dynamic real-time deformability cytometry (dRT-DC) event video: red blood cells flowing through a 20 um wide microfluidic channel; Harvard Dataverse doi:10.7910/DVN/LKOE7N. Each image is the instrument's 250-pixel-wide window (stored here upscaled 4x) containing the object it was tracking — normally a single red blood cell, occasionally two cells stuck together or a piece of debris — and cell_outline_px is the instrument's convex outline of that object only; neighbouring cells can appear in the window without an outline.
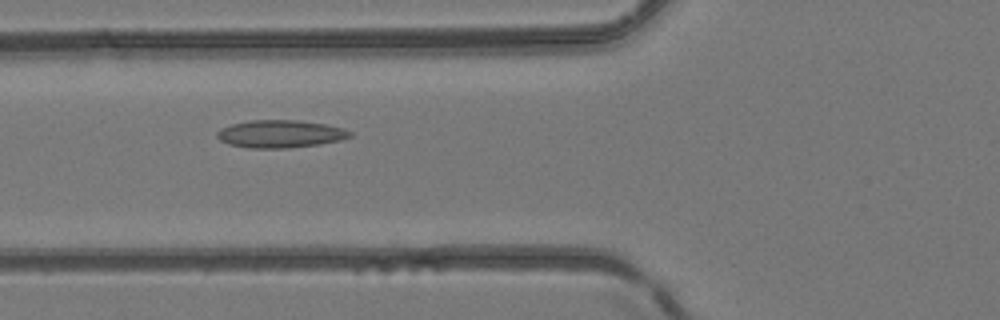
{"species": "common noctule bat (a hibernating species)", "species_latin": "Nyctalus noctula", "temperature_condition": "room temperature", "stored_images_in_passage": 49, "camera_frame_rate_fps": 3000, "um_per_image_px": 0.085, "animal": {"sex": "female", "body_mass_g": 24.6, "forearm_length_mm": 56.2}, "frame": {"image": 1, "passage_image": 19, "time_ms": 6.0, "image_size_px": [1000, 320], "cell_outline_px": [[352, 136], [340, 140], [320, 144], [288, 148], [248, 148], [228, 144], [220, 140], [216, 136], [216, 132], [220, 128], [232, 124], [248, 120], [296, 120], [324, 124], [344, 128], [352, 132]], "centroid_in_image_um": [23.8, 11.38], "position_along_channel_um": 102.0, "area_um2": 21.5}}
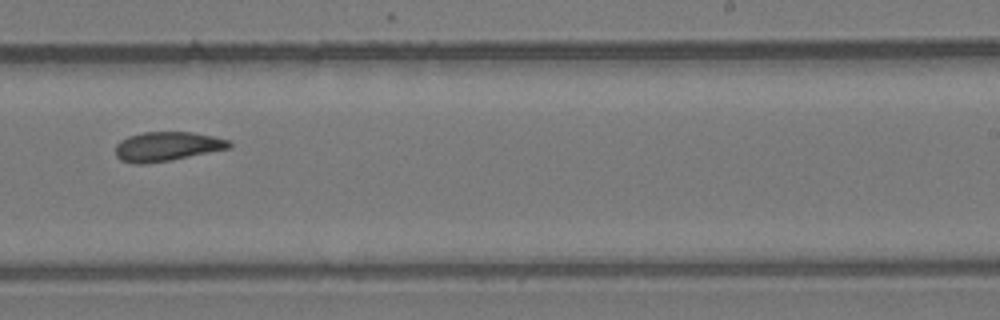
{"frame": {"image": 2, "passage_image": 31, "time_ms": 10.0, "image_size_px": [1000, 320], "cell_outline_px": [[232, 148], [172, 160], [144, 164], [136, 164], [120, 160], [116, 156], [116, 144], [120, 140], [128, 136], [144, 132], [192, 132], [212, 136], [228, 140], [232, 144]], "centroid_in_image_um": [14.2, 12.45], "position_along_channel_um": 274.8, "area_um2": 19.54}}
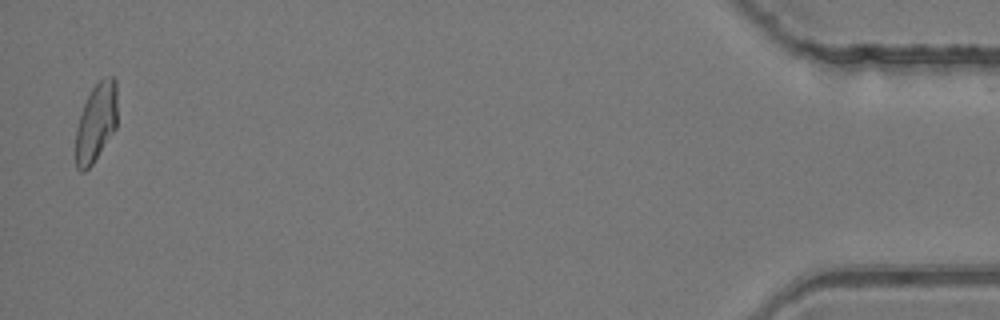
{"frame": {"image": 3, "passage_image": 48, "time_ms": 15.667, "image_size_px": [1000, 320], "cell_outline_px": [[116, 128], [92, 164], [84, 172], [80, 172], [76, 168], [76, 128], [80, 112], [92, 88], [104, 76], [112, 76], [116, 80]], "centroid_in_image_um": [8.16, 10.4], "position_along_channel_um": 427.0, "area_um2": 19.02}}